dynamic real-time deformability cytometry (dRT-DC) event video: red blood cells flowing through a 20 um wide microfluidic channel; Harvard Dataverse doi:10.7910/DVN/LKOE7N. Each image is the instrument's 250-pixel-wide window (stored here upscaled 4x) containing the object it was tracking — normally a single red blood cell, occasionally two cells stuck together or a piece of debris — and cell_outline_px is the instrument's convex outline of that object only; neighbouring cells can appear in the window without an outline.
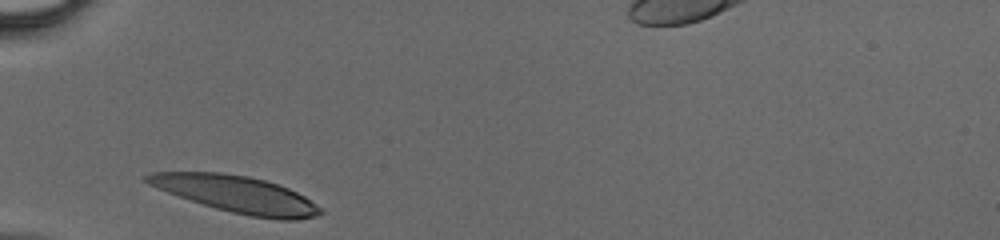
{"species": "human", "species_latin": "Homo sapiens", "temperature_condition": "cold", "stored_images_in_passage": 24, "camera_frame_rate_fps": 3000, "um_per_image_px": 0.085, "donor": {"sex": "male"}, "frame": {"image": 1, "passage_image": 1, "time_ms": 0.0, "image_size_px": [1000, 240], "cell_outline_px": [[324, 212], [316, 216], [296, 220], [280, 220], [252, 216], [232, 212], [216, 208], [168, 192], [148, 184], [144, 180], [144, 176], [152, 172], [220, 172], [248, 176], [264, 180], [288, 188], [304, 196], [320, 208]], "centroid_in_image_um": [20.11, 16.5], "position_along_channel_um": 64.9, "area_um2": 36.53}}
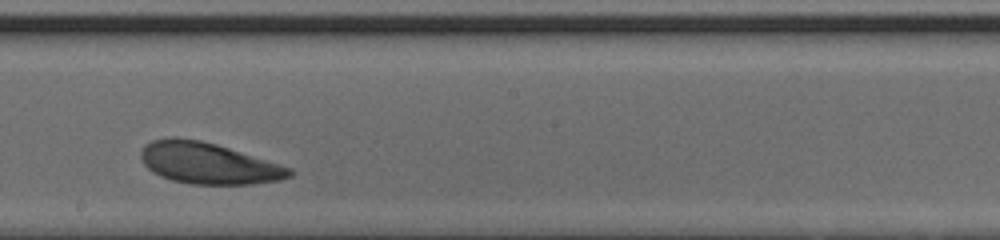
{"frame": {"image": 2, "passage_image": 13, "time_ms": 4.0, "image_size_px": [1000, 240], "cell_outline_px": [[292, 176], [280, 180], [252, 184], [188, 184], [172, 180], [160, 176], [148, 168], [144, 164], [140, 156], [140, 152], [144, 144], [152, 140], [172, 136], [176, 136], [200, 140], [216, 144], [280, 164], [292, 168]], "centroid_in_image_um": [17.67, 13.87], "position_along_channel_um": 230.5, "area_um2": 35.84}}
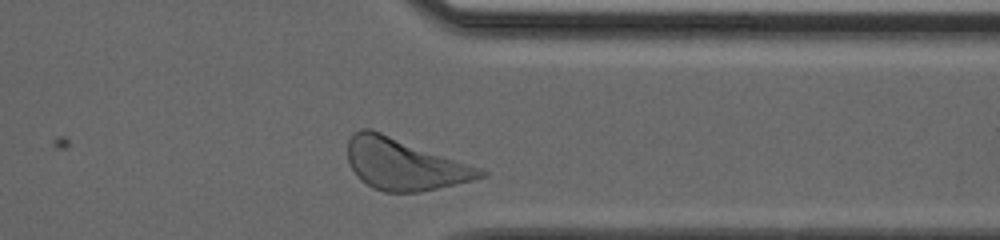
{"frame": {"image": 3, "passage_image": 23, "time_ms": 7.333, "image_size_px": [1000, 240], "cell_outline_px": [[488, 176], [456, 184], [420, 192], [384, 192], [372, 188], [360, 180], [356, 176], [348, 160], [348, 140], [360, 128], [372, 128], [484, 168], [488, 172]], "centroid_in_image_um": [34.41, 13.95], "position_along_channel_um": 377.0, "area_um2": 40.34}}